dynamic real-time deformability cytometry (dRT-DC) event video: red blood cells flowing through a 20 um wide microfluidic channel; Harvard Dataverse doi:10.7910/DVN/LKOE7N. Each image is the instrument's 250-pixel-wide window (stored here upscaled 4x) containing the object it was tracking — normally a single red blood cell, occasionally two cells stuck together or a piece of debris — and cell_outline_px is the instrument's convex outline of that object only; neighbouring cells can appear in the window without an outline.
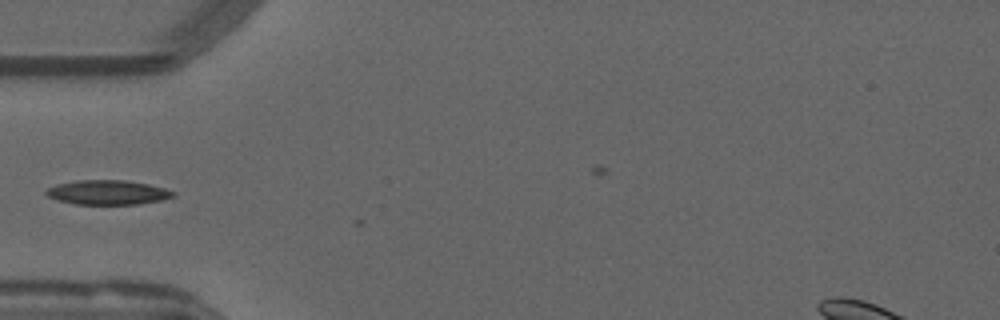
{"species": "common noctule bat (a hibernating species)", "species_latin": "Nyctalus noctula", "temperature_condition": "warm", "stored_images_in_passage": 5, "camera_frame_rate_fps": 3000, "um_per_image_px": 0.085, "animal": {"sex": "male", "forearm_length_mm": 52.5}, "frame": {"image": 1, "passage_image": 1, "time_ms": 0.0, "image_size_px": [1000, 320], "cell_outline_px": [[176, 196], [160, 200], [140, 204], [76, 204], [56, 200], [48, 196], [44, 192], [48, 188], [56, 184], [76, 180], [124, 180], [148, 184], [164, 188], [176, 192]], "centroid_in_image_um": [9.15, 16.35], "position_along_channel_um": 75.9, "area_um2": 18.15}}